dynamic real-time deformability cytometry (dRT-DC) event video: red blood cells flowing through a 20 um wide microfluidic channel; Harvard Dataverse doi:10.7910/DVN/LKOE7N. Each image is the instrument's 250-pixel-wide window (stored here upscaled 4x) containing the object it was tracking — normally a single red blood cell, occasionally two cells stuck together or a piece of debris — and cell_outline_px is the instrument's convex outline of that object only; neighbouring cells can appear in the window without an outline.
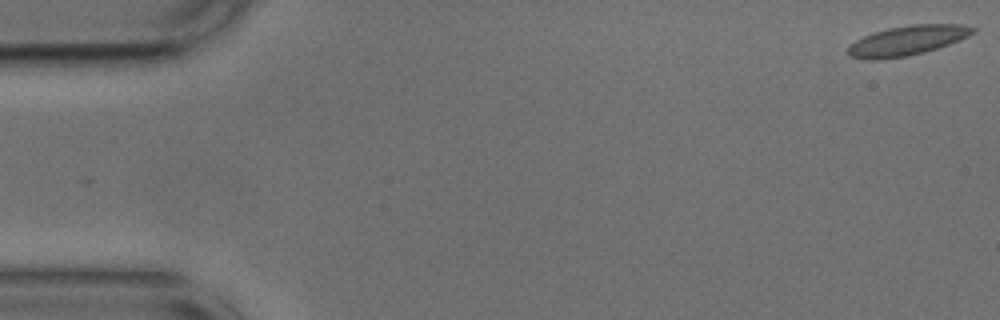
{"species": "common noctule bat (a hibernating species)", "species_latin": "Nyctalus noctula", "temperature_condition": "cold", "stored_images_in_passage": 48, "camera_frame_rate_fps": 3000, "um_per_image_px": 0.085, "animal": {"sex": "male", "body_mass_g": 17.9, "forearm_length_mm": 54.2}, "frame": {"image": 1, "passage_image": 1, "time_ms": 0.0, "image_size_px": [1000, 320], "cell_outline_px": [[976, 32], [960, 40], [924, 52], [908, 56], [880, 60], [864, 60], [848, 56], [848, 48], [856, 40], [872, 32], [888, 28], [912, 24], [964, 24], [976, 28]], "centroid_in_image_um": [77.11, 3.45], "position_along_channel_um": 7.9, "area_um2": 21.79}}
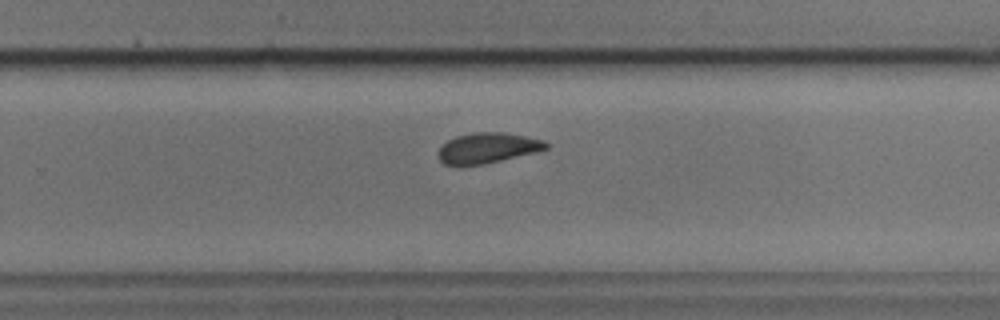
{"frame": {"image": 2, "passage_image": 34, "time_ms": 11.0, "image_size_px": [1000, 320], "cell_outline_px": [[548, 148], [536, 152], [484, 164], [460, 168], [456, 168], [444, 164], [440, 160], [436, 152], [448, 140], [456, 136], [472, 132], [504, 132], [544, 140], [548, 144]], "centroid_in_image_um": [41.37, 12.61], "position_along_channel_um": 288.4, "area_um2": 19.54}}
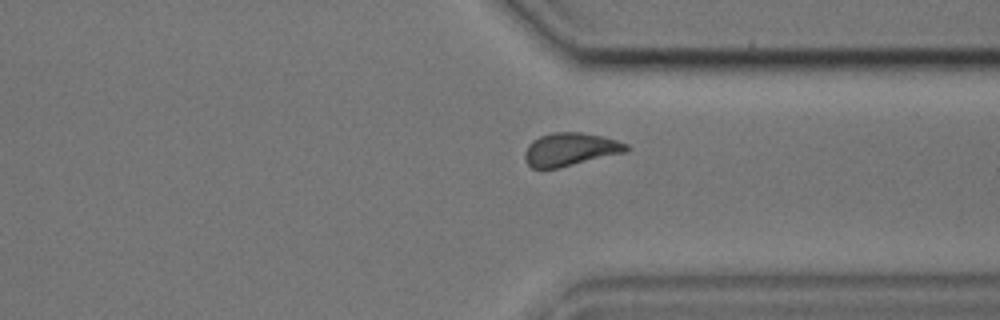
{"frame": {"image": 3, "passage_image": 40, "time_ms": 13.0, "image_size_px": [1000, 320], "cell_outline_px": [[628, 152], [556, 168], [532, 168], [524, 160], [524, 152], [528, 144], [532, 140], [540, 136], [552, 132], [580, 132], [604, 136], [628, 144]], "centroid_in_image_um": [48.47, 12.68], "position_along_channel_um": 362.9, "area_um2": 19.65}, "authors_computed_cell_mechanics": {"area_um2": 20.1144, "velocity_mm_per_s": 3.7176, "shape_relaxation_time_tau1_ms": 3.5235, "shape_relaxation_time_tau2_ms": 1.4104, "deformation_change_tau1": 0.123, "deformation_change_tau2": 0.0725}}